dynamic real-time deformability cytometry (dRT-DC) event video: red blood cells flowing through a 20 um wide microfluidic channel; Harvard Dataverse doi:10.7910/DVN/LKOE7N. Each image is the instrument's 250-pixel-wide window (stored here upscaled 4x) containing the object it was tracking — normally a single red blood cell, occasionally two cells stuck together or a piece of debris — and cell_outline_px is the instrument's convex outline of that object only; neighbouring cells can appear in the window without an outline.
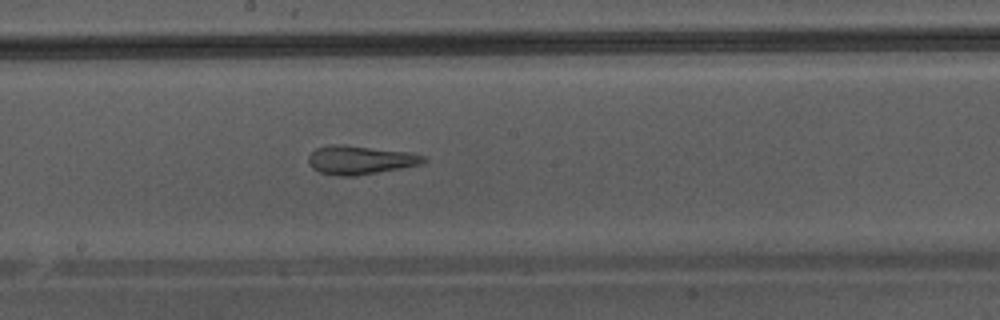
{"species": "Egyptian fruit bat (a non-hibernating species)", "species_latin": "Rousettus aegyptiacus", "temperature_condition": "warm", "stored_images_in_passage": 47, "camera_frame_rate_fps": 3000, "um_per_image_px": 0.085, "animal": {"sex": "male"}, "frame": {"image": 1, "passage_image": 27, "time_ms": 8.667, "image_size_px": [1000, 320], "cell_outline_px": [[428, 160], [424, 164], [356, 176], [336, 176], [320, 172], [312, 168], [308, 164], [308, 156], [316, 148], [332, 144], [344, 144], [408, 152], [424, 156]], "centroid_in_image_um": [30.61, 13.6], "position_along_channel_um": 217.6, "area_um2": 19.42}}